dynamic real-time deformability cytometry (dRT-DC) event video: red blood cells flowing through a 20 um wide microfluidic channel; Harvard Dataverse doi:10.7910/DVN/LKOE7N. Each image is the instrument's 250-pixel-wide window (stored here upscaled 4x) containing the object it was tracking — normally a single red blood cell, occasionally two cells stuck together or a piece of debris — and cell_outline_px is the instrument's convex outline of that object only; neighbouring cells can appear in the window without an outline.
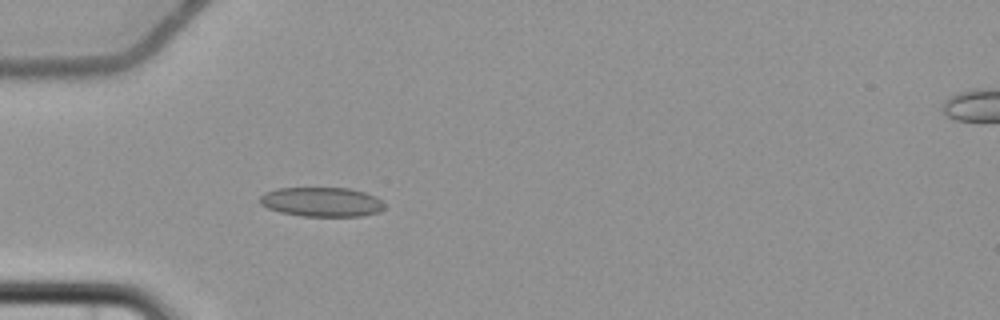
{"species": "common noctule bat (a hibernating species)", "species_latin": "Nyctalus noctula", "temperature_condition": "cold", "stored_images_in_passage": 5, "camera_frame_rate_fps": 3000, "um_per_image_px": 0.085, "animal": {"sex": "female", "body_mass_g": 22.7, "forearm_length_mm": 54.2}, "frame": {"image": 1, "passage_image": 5, "time_ms": 5.667, "image_size_px": [1000, 320], "cell_outline_px": [[384, 208], [376, 212], [360, 216], [304, 216], [280, 212], [268, 208], [260, 204], [256, 200], [264, 192], [276, 188], [348, 188], [364, 192], [376, 196], [384, 204]], "centroid_in_image_um": [27.28, 17.15], "position_along_channel_um": 57.7, "area_um2": 21.39}}